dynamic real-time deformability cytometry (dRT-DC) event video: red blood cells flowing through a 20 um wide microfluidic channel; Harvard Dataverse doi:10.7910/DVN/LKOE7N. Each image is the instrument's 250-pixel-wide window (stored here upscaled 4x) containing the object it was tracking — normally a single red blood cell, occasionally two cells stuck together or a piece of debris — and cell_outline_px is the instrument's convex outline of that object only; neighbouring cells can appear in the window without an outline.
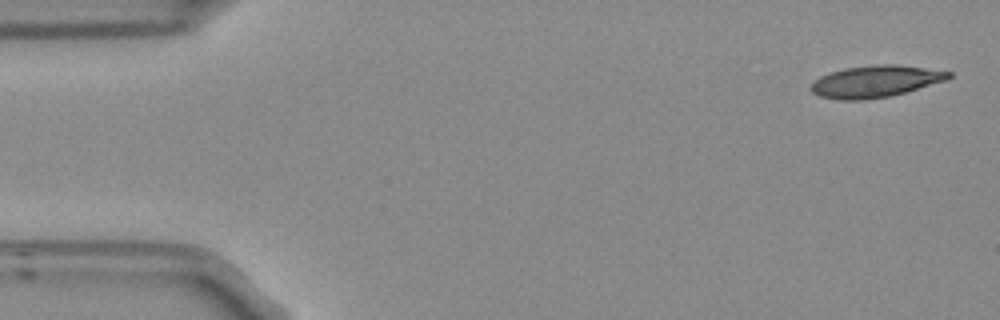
{"species": "Egyptian fruit bat (a non-hibernating species)", "species_latin": "Rousettus aegyptiacus", "temperature_condition": "room temperature", "stored_images_in_passage": 4, "camera_frame_rate_fps": 3000, "um_per_image_px": 0.085, "frame": {"image": 1, "passage_image": 1, "time_ms": 0.0, "image_size_px": [1000, 320], "cell_outline_px": [[952, 76], [948, 80], [892, 96], [864, 100], [840, 100], [820, 96], [812, 92], [808, 88], [820, 76], [844, 68], [876, 64], [892, 64], [952, 72]], "centroid_in_image_um": [74.41, 6.93], "position_along_channel_um": 10.6, "area_um2": 25.49}}